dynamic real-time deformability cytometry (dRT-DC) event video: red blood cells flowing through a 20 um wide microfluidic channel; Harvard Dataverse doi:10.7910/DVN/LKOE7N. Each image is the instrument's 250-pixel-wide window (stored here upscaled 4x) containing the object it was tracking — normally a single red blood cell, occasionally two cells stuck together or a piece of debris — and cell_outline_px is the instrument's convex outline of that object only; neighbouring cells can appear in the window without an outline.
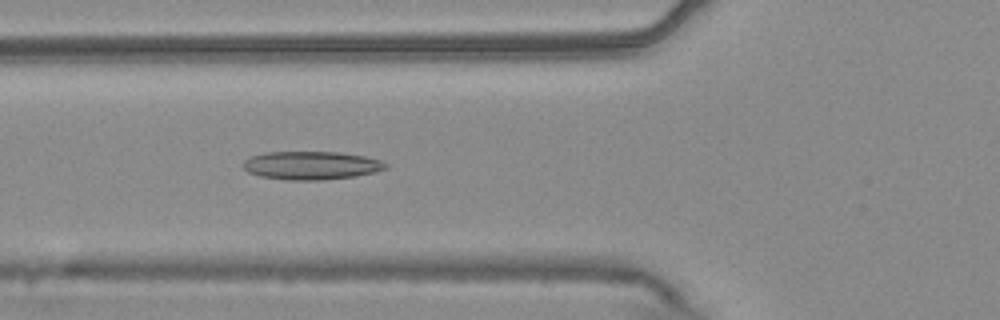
{"species": "common noctule bat (a hibernating species)", "species_latin": "Nyctalus noctula", "temperature_condition": "warm", "stored_images_in_passage": 52, "camera_frame_rate_fps": 3000, "um_per_image_px": 0.085, "animal": {"sex": "male", "body_mass_g": 20.4}, "frame": {"image": 1, "passage_image": 20, "time_ms": 6.333, "image_size_px": [1000, 320], "cell_outline_px": [[388, 168], [376, 172], [356, 176], [320, 180], [288, 180], [260, 176], [248, 172], [244, 168], [244, 160], [252, 156], [264, 152], [340, 152], [364, 156], [380, 160], [388, 164]], "centroid_in_image_um": [26.49, 14.06], "position_along_channel_um": 99.3, "area_um2": 23.52}}
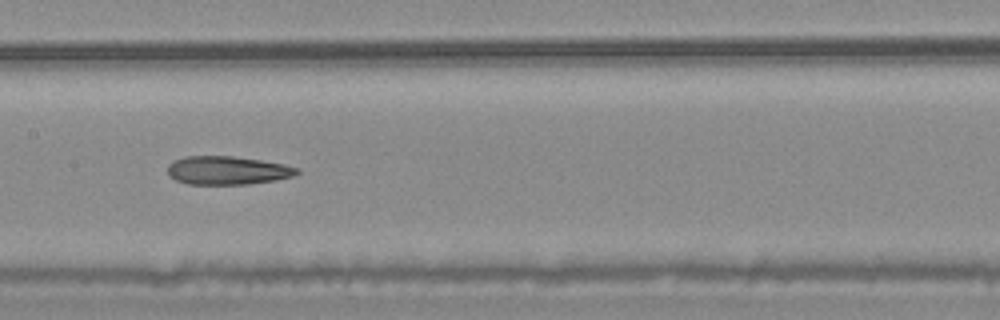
{"frame": {"image": 2, "passage_image": 27, "time_ms": 8.667, "image_size_px": [1000, 320], "cell_outline_px": [[300, 172], [292, 176], [276, 180], [248, 184], [188, 184], [176, 180], [168, 176], [168, 164], [172, 160], [184, 156], [232, 156], [260, 160], [284, 164], [300, 168]], "centroid_in_image_um": [19.31, 14.48], "position_along_channel_um": 188.1, "area_um2": 21.56}}
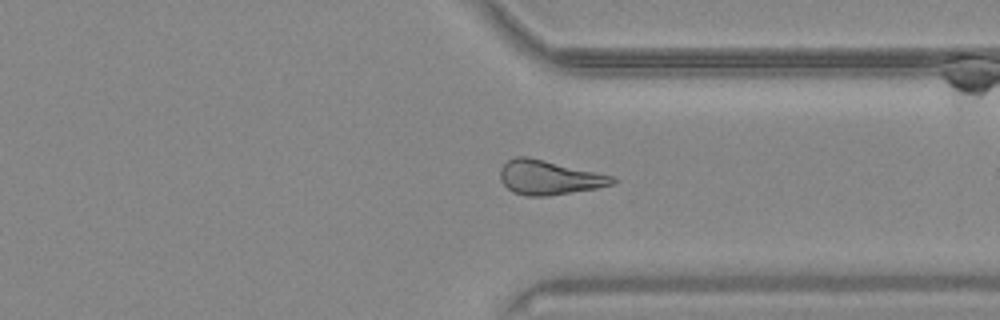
{"frame": {"image": 3, "passage_image": 41, "time_ms": 13.333, "image_size_px": [1000, 320], "cell_outline_px": [[616, 180], [612, 184], [596, 188], [548, 196], [524, 196], [512, 192], [500, 180], [500, 168], [508, 160], [516, 156], [524, 156], [544, 160], [616, 176]], "centroid_in_image_um": [46.66, 15.09], "position_along_channel_um": 364.7, "area_um2": 22.43}, "authors_computed_cell_mechanics": {"area_um2": 22.8599, "velocity_mm_per_s": 3.7822, "shape_relaxation_time_tau1_ms": null, "shape_relaxation_time_tau2_ms": 7.2887, "deformation_change_tau1": null, "deformation_change_tau2": 0.1854}}